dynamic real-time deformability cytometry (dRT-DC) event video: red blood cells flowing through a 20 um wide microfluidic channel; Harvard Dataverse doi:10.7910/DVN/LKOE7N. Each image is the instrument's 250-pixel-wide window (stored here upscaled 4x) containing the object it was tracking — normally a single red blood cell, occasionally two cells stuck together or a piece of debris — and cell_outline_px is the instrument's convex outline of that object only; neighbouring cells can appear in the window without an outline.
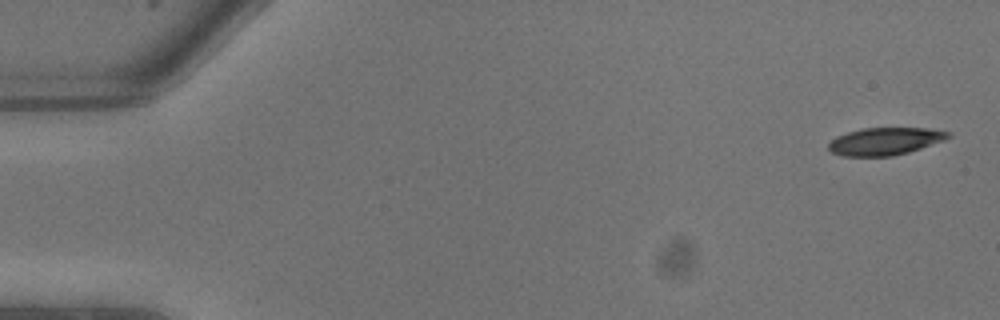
{"species": "common noctule bat (a hibernating species)", "species_latin": "Nyctalus noctula", "temperature_condition": "warm", "stored_images_in_passage": 10, "camera_frame_rate_fps": 3000, "um_per_image_px": 0.085, "animal": {"sex": "male", "body_mass_g": 13.3}, "frame": {"image": 1, "passage_image": 1, "time_ms": 0.0, "image_size_px": [1000, 320], "cell_outline_px": [[952, 136], [944, 140], [908, 152], [892, 156], [844, 156], [832, 152], [828, 148], [828, 144], [836, 136], [848, 132], [864, 128], [928, 128], [952, 132]], "centroid_in_image_um": [75.24, 12.0], "position_along_channel_um": 9.8, "area_um2": 19.07}}
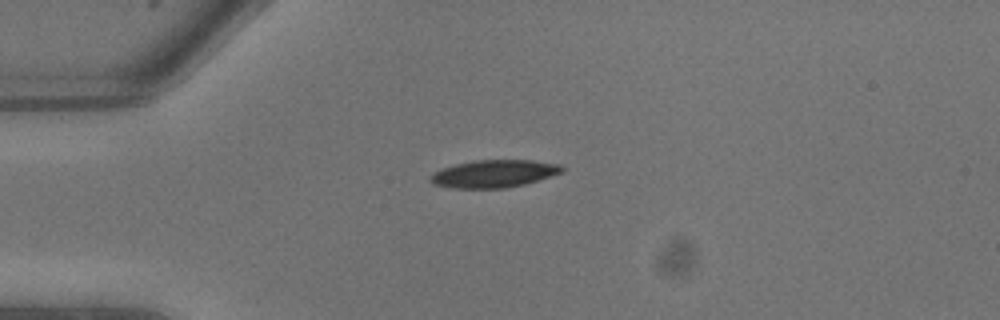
{"frame": {"image": 2, "passage_image": 6, "time_ms": 1.667, "image_size_px": [1000, 320], "cell_outline_px": [[564, 172], [524, 184], [504, 188], [452, 188], [432, 184], [428, 180], [428, 176], [432, 172], [440, 168], [472, 160], [532, 160], [560, 164], [564, 168]], "centroid_in_image_um": [41.93, 14.76], "position_along_channel_um": 43.1, "area_um2": 21.39}}
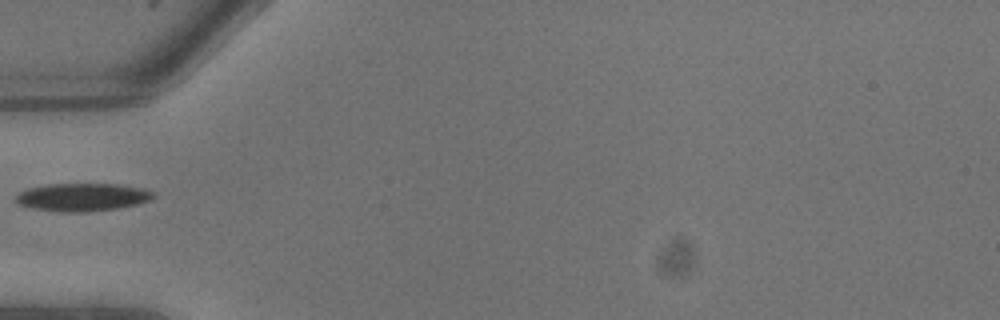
{"frame": {"image": 3, "passage_image": 8, "time_ms": 2.333, "image_size_px": [1000, 320], "cell_outline_px": [[156, 196], [148, 200], [136, 204], [116, 208], [88, 212], [60, 212], [32, 208], [16, 204], [12, 200], [20, 192], [28, 188], [48, 184], [116, 184], [140, 188], [152, 192]], "centroid_in_image_um": [6.91, 16.76], "position_along_channel_um": 78.1, "area_um2": 22.31}}